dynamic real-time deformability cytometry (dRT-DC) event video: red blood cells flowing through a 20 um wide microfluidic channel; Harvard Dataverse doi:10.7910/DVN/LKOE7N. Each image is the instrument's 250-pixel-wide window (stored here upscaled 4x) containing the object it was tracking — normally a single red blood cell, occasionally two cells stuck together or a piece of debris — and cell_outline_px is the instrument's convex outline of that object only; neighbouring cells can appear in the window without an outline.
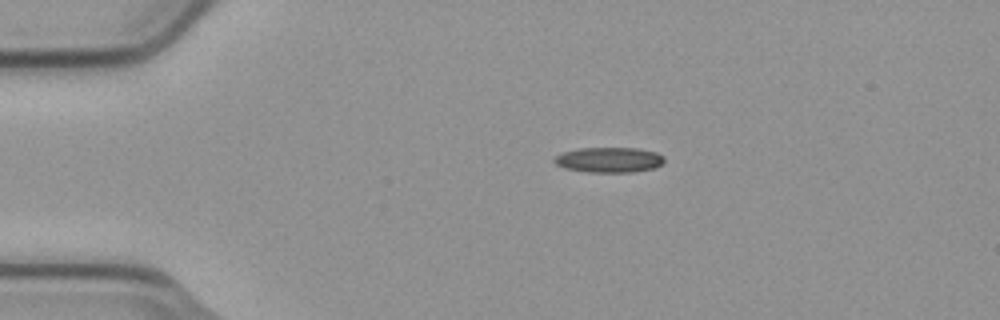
{"species": "common noctule bat (a hibernating species)", "species_latin": "Nyctalus noctula", "temperature_condition": "cold", "stored_images_in_passage": 7, "camera_frame_rate_fps": 3000, "um_per_image_px": 0.085, "animal": {"sex": "male", "body_mass_g": 23.1, "forearm_length_mm": 52.7}, "frame": {"image": 1, "passage_image": 1, "time_ms": 0.0, "image_size_px": [1000, 320], "cell_outline_px": [[664, 164], [656, 168], [632, 172], [588, 172], [564, 168], [556, 164], [552, 160], [556, 156], [564, 152], [576, 148], [636, 148], [656, 152], [664, 156]], "centroid_in_image_um": [51.8, 13.59], "position_along_channel_um": 33.2, "area_um2": 16.3}}